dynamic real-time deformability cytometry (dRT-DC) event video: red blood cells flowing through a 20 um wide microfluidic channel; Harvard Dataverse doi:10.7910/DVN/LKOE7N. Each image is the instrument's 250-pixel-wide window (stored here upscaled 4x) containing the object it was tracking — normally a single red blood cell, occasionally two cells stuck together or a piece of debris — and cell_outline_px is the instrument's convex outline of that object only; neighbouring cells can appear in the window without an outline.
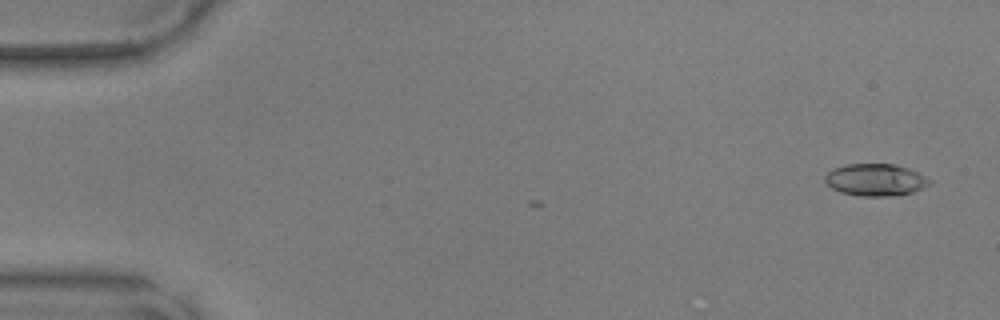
{"species": "common noctule bat (a hibernating species)", "species_latin": "Nyctalus noctula", "temperature_condition": "warm", "stored_images_in_passage": 3, "camera_frame_rate_fps": 3000, "um_per_image_px": 0.085, "animal": {"sex": "male", "body_mass_g": 17.9, "forearm_length_mm": 54.2}, "frame": {"image": 1, "passage_image": 3, "time_ms": 0.667, "image_size_px": [1000, 320], "cell_outline_px": [[932, 184], [924, 188], [900, 196], [860, 196], [840, 192], [832, 188], [824, 180], [824, 176], [832, 168], [848, 164], [896, 164], [920, 172], [932, 180]], "centroid_in_image_um": [74.47, 15.29], "position_along_channel_um": 10.5, "area_um2": 19.94}}